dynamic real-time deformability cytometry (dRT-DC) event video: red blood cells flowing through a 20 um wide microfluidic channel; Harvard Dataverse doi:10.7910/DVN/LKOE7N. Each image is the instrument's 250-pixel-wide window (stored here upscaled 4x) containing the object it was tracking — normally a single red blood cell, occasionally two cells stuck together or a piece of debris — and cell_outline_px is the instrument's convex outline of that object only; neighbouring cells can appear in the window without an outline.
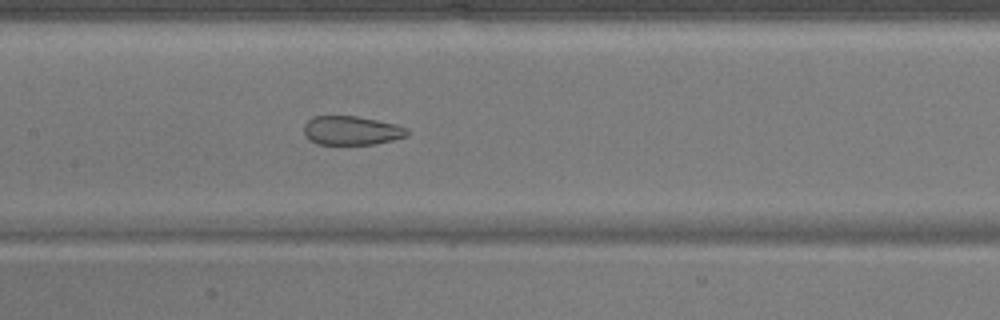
{"species": "common noctule bat (a hibernating species)", "species_latin": "Nyctalus noctula", "temperature_condition": "warm", "stored_images_in_passage": 51, "camera_frame_rate_fps": 3000, "um_per_image_px": 0.085, "animal": {"sex": "male", "body_mass_g": 17.9}, "frame": {"image": 1, "passage_image": 25, "time_ms": 8.0, "image_size_px": [1000, 320], "cell_outline_px": [[408, 136], [392, 140], [372, 144], [316, 144], [308, 140], [304, 132], [304, 124], [312, 116], [356, 116], [396, 124], [408, 128]], "centroid_in_image_um": [29.86, 11.09], "position_along_channel_um": 177.5, "area_um2": 17.46}}
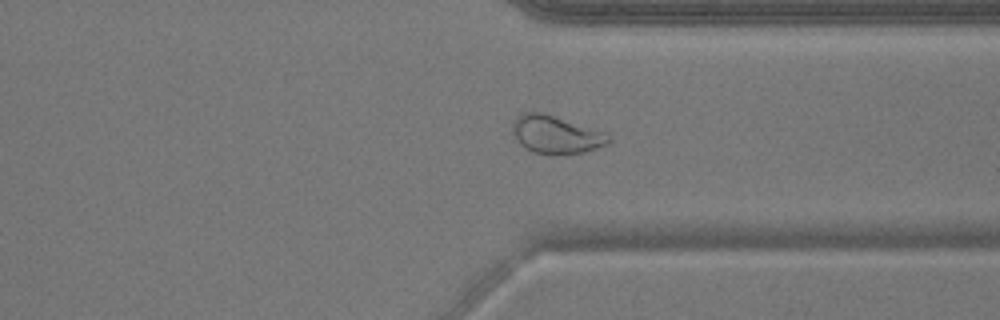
{"frame": {"image": 2, "passage_image": 39, "time_ms": 12.667, "image_size_px": [1000, 320], "cell_outline_px": [[612, 140], [608, 144], [584, 152], [532, 152], [524, 148], [516, 140], [512, 132], [512, 124], [516, 116], [520, 112], [544, 112], [604, 132]], "centroid_in_image_um": [47.2, 11.39], "position_along_channel_um": 364.2, "area_um2": 20.87}}
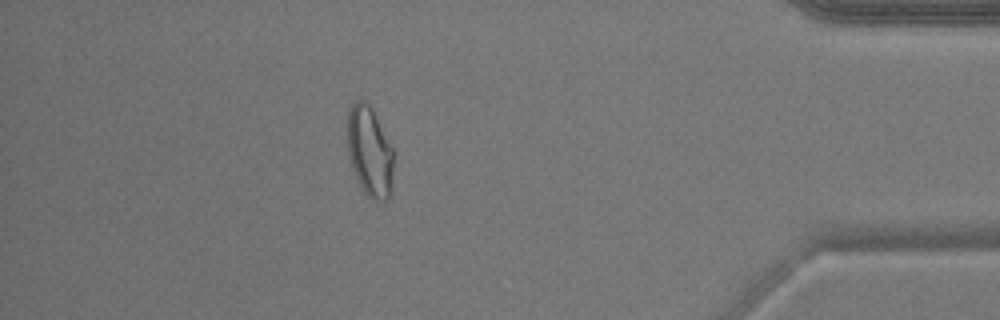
{"frame": {"image": 3, "passage_image": 45, "time_ms": 14.667, "image_size_px": [1000, 320], "cell_outline_px": [[396, 152], [388, 200], [372, 200], [364, 192], [352, 168], [348, 152], [348, 108], [356, 100], [364, 100], [372, 108]], "centroid_in_image_um": [31.45, 12.85], "position_along_channel_um": 403.7, "area_um2": 24.51}}